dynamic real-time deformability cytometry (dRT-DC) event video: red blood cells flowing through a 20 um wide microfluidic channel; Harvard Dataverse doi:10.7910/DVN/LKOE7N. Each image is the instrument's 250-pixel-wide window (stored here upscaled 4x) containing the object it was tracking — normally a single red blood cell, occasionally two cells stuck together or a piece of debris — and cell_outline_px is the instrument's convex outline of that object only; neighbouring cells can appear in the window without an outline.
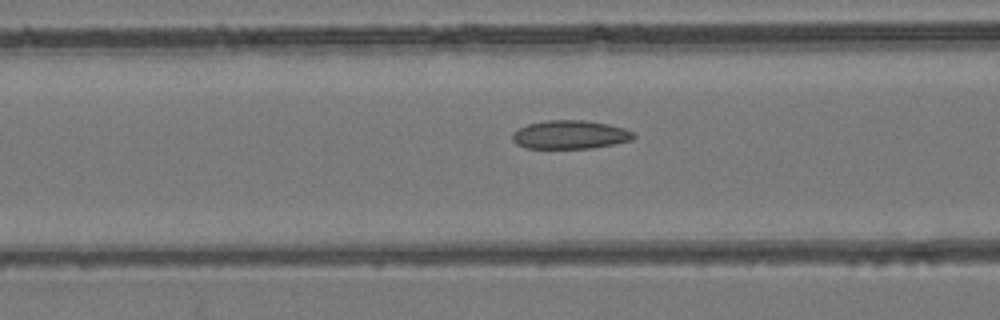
{"species": "common noctule bat (a hibernating species)", "species_latin": "Nyctalus noctula", "temperature_condition": "room temperature", "stored_images_in_passage": 50, "camera_frame_rate_fps": 3000, "um_per_image_px": 0.085, "animal": {"sex": "female", "body_mass_g": 24.6, "forearm_length_mm": 56.2}, "frame": {"image": 1, "passage_image": 20, "time_ms": 6.333, "image_size_px": [1000, 320], "cell_outline_px": [[636, 136], [632, 140], [616, 144], [592, 148], [524, 148], [516, 144], [512, 140], [512, 132], [528, 124], [548, 120], [584, 120], [608, 124], [624, 128], [632, 132]], "centroid_in_image_um": [48.46, 11.45], "position_along_channel_um": 118.1, "area_um2": 20.23}}
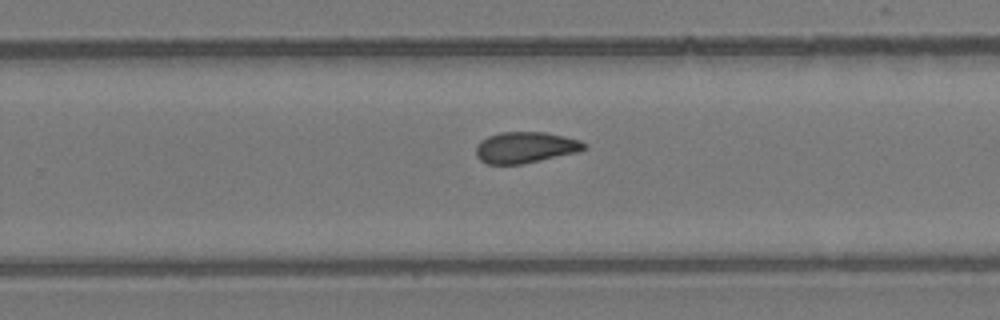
{"frame": {"image": 2, "passage_image": 32, "time_ms": 10.333, "image_size_px": [1000, 320], "cell_outline_px": [[588, 148], [576, 152], [524, 164], [488, 164], [480, 160], [476, 156], [476, 144], [480, 140], [488, 136], [500, 132], [544, 132], [564, 136], [580, 140]], "centroid_in_image_um": [44.62, 12.53], "position_along_channel_um": 285.2, "area_um2": 19.65}}
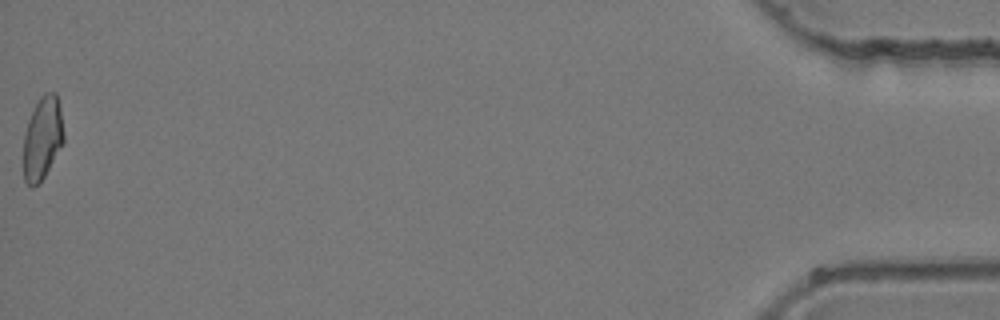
{"frame": {"image": 3, "passage_image": 50, "time_ms": 16.333, "image_size_px": [1000, 320], "cell_outline_px": [[64, 144], [44, 176], [32, 188], [24, 180], [24, 132], [28, 120], [40, 96], [44, 92], [56, 92], [60, 108], [64, 132]], "centroid_in_image_um": [3.62, 11.72], "position_along_channel_um": 431.6, "area_um2": 19.48}}